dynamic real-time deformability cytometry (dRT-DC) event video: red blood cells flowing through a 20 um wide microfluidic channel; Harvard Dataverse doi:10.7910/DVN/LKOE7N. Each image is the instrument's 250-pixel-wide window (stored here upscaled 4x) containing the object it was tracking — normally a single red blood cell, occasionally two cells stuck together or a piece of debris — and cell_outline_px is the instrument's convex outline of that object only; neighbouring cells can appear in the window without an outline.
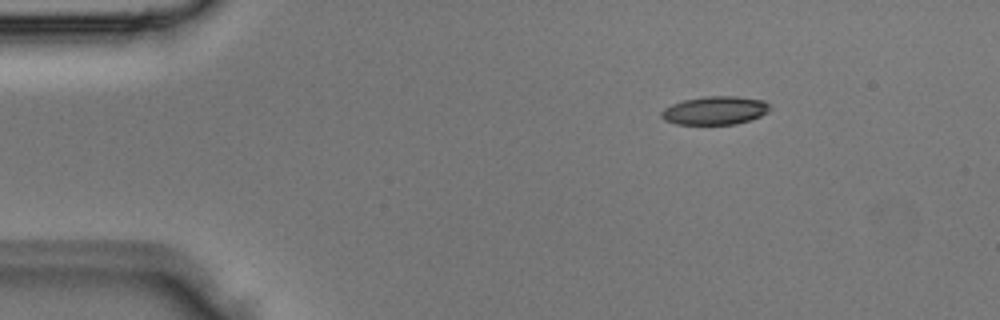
{"species": "Egyptian fruit bat (a non-hibernating species)", "species_latin": "Rousettus aegyptiacus", "temperature_condition": "room temperature", "stored_images_in_passage": 3, "camera_frame_rate_fps": 3000, "um_per_image_px": 0.085, "animal": {"sex": "male"}, "frame": {"image": 1, "passage_image": 1, "time_ms": 0.0, "image_size_px": [1000, 320], "cell_outline_px": [[772, 108], [768, 112], [760, 116], [736, 124], [676, 124], [664, 120], [660, 116], [660, 112], [664, 108], [672, 104], [684, 100], [704, 96], [736, 96], [764, 100]], "centroid_in_image_um": [60.77, 9.38], "position_along_channel_um": 24.2, "area_um2": 17.98}}
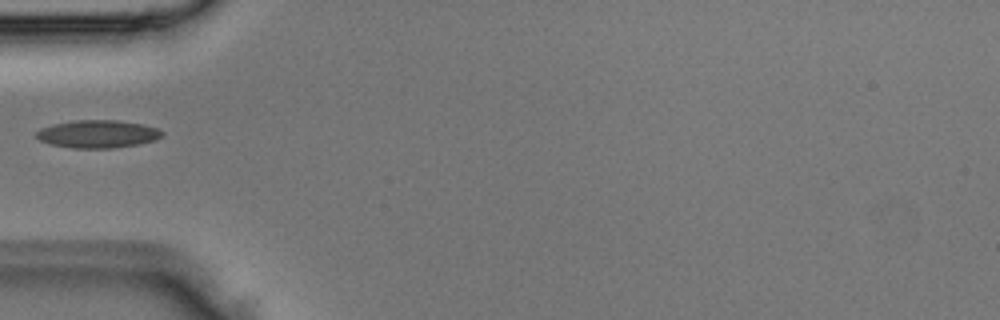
{"frame": {"image": 2, "passage_image": 3, "time_ms": 0.667, "image_size_px": [1000, 320], "cell_outline_px": [[164, 136], [156, 140], [136, 144], [112, 148], [72, 148], [48, 144], [40, 140], [36, 136], [36, 132], [40, 128], [56, 124], [76, 120], [116, 120], [144, 124], [156, 128], [164, 132]], "centroid_in_image_um": [8.32, 11.39], "position_along_channel_um": 76.7, "area_um2": 20.35}}